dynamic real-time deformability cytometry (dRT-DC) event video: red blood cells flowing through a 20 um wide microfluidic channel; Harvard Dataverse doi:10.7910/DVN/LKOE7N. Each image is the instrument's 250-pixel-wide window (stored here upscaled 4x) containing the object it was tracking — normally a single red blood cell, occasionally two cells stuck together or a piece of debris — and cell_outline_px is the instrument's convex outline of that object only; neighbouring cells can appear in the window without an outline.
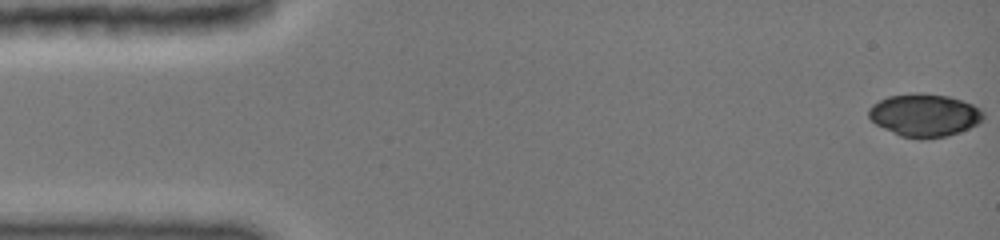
{"species": "common noctule bat (a hibernating species)", "species_latin": "Nyctalus noctula", "temperature_condition": "cold", "stored_images_in_passage": 12, "camera_frame_rate_fps": 3000, "um_per_image_px": 0.085, "animal": {"sex": "female", "body_mass_g": 19.0, "forearm_length_mm": 51.5}, "frame": {"image": 1, "passage_image": 1, "time_ms": 0.0, "image_size_px": [1000, 240], "cell_outline_px": [[984, 120], [960, 132], [948, 136], [924, 140], [900, 136], [876, 124], [868, 116], [868, 108], [872, 104], [888, 96], [948, 96], [972, 104], [980, 108], [984, 112]], "centroid_in_image_um": [78.6, 9.85], "position_along_channel_um": 6.4, "area_um2": 27.92}}
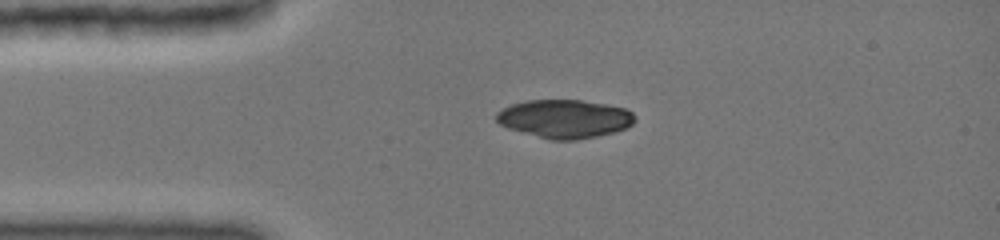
{"frame": {"image": 2, "passage_image": 8, "time_ms": 3.333, "image_size_px": [1000, 240], "cell_outline_px": [[636, 120], [632, 124], [616, 132], [576, 140], [552, 140], [508, 128], [500, 124], [496, 120], [496, 112], [512, 104], [528, 100], [580, 100], [604, 104], [624, 108], [632, 112], [636, 116]], "centroid_in_image_um": [48.01, 10.1], "position_along_channel_um": 37.0, "area_um2": 30.81}}